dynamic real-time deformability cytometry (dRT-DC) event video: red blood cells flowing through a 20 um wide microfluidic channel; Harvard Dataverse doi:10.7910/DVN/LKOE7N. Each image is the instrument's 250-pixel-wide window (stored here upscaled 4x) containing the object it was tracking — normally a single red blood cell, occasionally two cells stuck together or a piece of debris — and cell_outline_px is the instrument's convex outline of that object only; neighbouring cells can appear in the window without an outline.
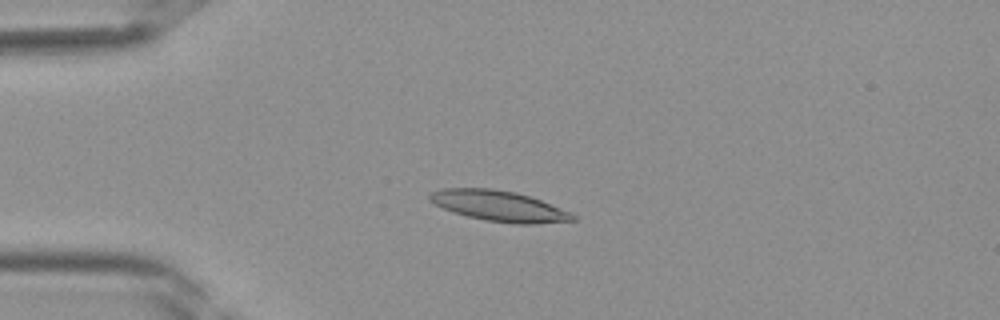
{"species": "Egyptian fruit bat (a non-hibernating species)", "species_latin": "Rousettus aegyptiacus", "temperature_condition": "room temperature", "stored_images_in_passage": 37, "camera_frame_rate_fps": 3000, "um_per_image_px": 0.085, "frame": {"image": 1, "passage_image": 7, "time_ms": 2.0, "image_size_px": [1000, 320], "cell_outline_px": [[576, 220], [532, 224], [516, 224], [488, 220], [468, 216], [444, 208], [428, 200], [428, 196], [432, 192], [440, 188], [492, 188], [516, 192], [540, 200], [572, 212], [576, 216]], "centroid_in_image_um": [42.44, 17.5], "position_along_channel_um": 42.6, "area_um2": 25.26}}
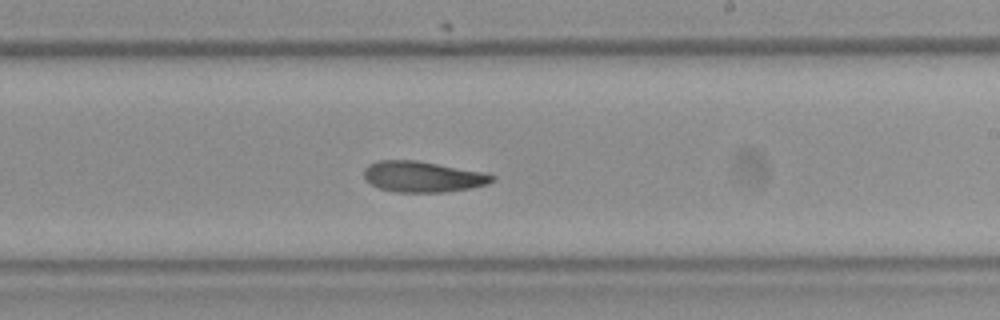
{"frame": {"image": 2, "passage_image": 21, "time_ms": 6.667, "image_size_px": [1000, 320], "cell_outline_px": [[496, 176], [488, 184], [472, 188], [444, 192], [396, 192], [380, 188], [364, 180], [364, 168], [368, 164], [380, 160], [416, 160], [484, 172]], "centroid_in_image_um": [35.92, 15.02], "position_along_channel_um": 253.1, "area_um2": 23.06}}
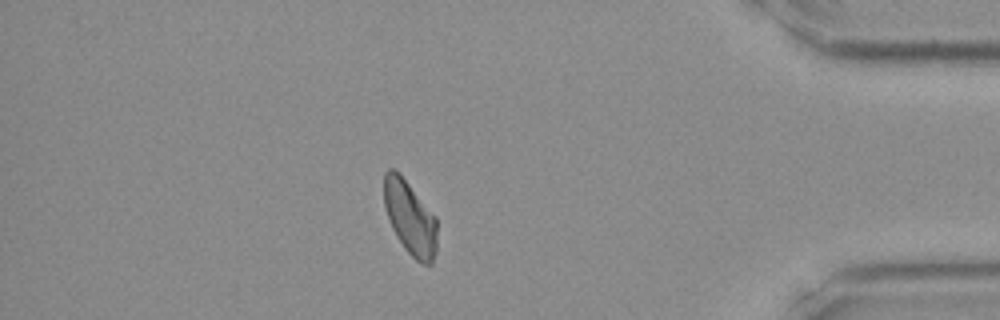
{"frame": {"image": 3, "passage_image": 32, "time_ms": 10.333, "image_size_px": [1000, 320], "cell_outline_px": [[436, 248], [432, 264], [424, 264], [416, 260], [404, 248], [396, 236], [388, 220], [384, 204], [384, 172], [388, 168], [396, 168], [436, 216]], "centroid_in_image_um": [34.83, 18.48], "position_along_channel_um": 400.4, "area_um2": 23.0}}